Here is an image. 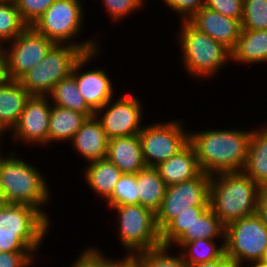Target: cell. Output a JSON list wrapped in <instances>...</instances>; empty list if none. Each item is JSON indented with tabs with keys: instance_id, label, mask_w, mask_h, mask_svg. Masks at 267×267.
Here are the masks:
<instances>
[{
	"instance_id": "cell-1",
	"label": "cell",
	"mask_w": 267,
	"mask_h": 267,
	"mask_svg": "<svg viewBox=\"0 0 267 267\" xmlns=\"http://www.w3.org/2000/svg\"><path fill=\"white\" fill-rule=\"evenodd\" d=\"M210 129L189 132V142L195 149L198 164L209 175L243 171L252 130Z\"/></svg>"
},
{
	"instance_id": "cell-2",
	"label": "cell",
	"mask_w": 267,
	"mask_h": 267,
	"mask_svg": "<svg viewBox=\"0 0 267 267\" xmlns=\"http://www.w3.org/2000/svg\"><path fill=\"white\" fill-rule=\"evenodd\" d=\"M263 192L244 171L217 173L210 179V208L226 227L238 219L256 214Z\"/></svg>"
},
{
	"instance_id": "cell-3",
	"label": "cell",
	"mask_w": 267,
	"mask_h": 267,
	"mask_svg": "<svg viewBox=\"0 0 267 267\" xmlns=\"http://www.w3.org/2000/svg\"><path fill=\"white\" fill-rule=\"evenodd\" d=\"M0 156V174L4 203L25 204L38 209L49 221L41 208L48 205L51 192L45 176L15 152ZM46 180V181H45Z\"/></svg>"
},
{
	"instance_id": "cell-4",
	"label": "cell",
	"mask_w": 267,
	"mask_h": 267,
	"mask_svg": "<svg viewBox=\"0 0 267 267\" xmlns=\"http://www.w3.org/2000/svg\"><path fill=\"white\" fill-rule=\"evenodd\" d=\"M50 223L32 206L4 203L0 208V252H37Z\"/></svg>"
},
{
	"instance_id": "cell-5",
	"label": "cell",
	"mask_w": 267,
	"mask_h": 267,
	"mask_svg": "<svg viewBox=\"0 0 267 267\" xmlns=\"http://www.w3.org/2000/svg\"><path fill=\"white\" fill-rule=\"evenodd\" d=\"M178 38L182 62L193 78H215L217 72L231 62V51L188 21H181ZM180 33V34H179ZM226 64V65H225Z\"/></svg>"
},
{
	"instance_id": "cell-6",
	"label": "cell",
	"mask_w": 267,
	"mask_h": 267,
	"mask_svg": "<svg viewBox=\"0 0 267 267\" xmlns=\"http://www.w3.org/2000/svg\"><path fill=\"white\" fill-rule=\"evenodd\" d=\"M82 5L81 0H56L32 27L54 43L78 46L84 53L101 48L94 38L75 42L83 29Z\"/></svg>"
},
{
	"instance_id": "cell-7",
	"label": "cell",
	"mask_w": 267,
	"mask_h": 267,
	"mask_svg": "<svg viewBox=\"0 0 267 267\" xmlns=\"http://www.w3.org/2000/svg\"><path fill=\"white\" fill-rule=\"evenodd\" d=\"M117 212L116 223L121 245L131 259L133 256L162 247L160 231L155 213L140 204H127L109 207Z\"/></svg>"
},
{
	"instance_id": "cell-8",
	"label": "cell",
	"mask_w": 267,
	"mask_h": 267,
	"mask_svg": "<svg viewBox=\"0 0 267 267\" xmlns=\"http://www.w3.org/2000/svg\"><path fill=\"white\" fill-rule=\"evenodd\" d=\"M83 54L78 46L55 43L44 59L18 81L31 96H49L55 85L71 74L75 62Z\"/></svg>"
},
{
	"instance_id": "cell-9",
	"label": "cell",
	"mask_w": 267,
	"mask_h": 267,
	"mask_svg": "<svg viewBox=\"0 0 267 267\" xmlns=\"http://www.w3.org/2000/svg\"><path fill=\"white\" fill-rule=\"evenodd\" d=\"M224 246L235 267L260 260L267 248V228L262 218L256 213L227 225Z\"/></svg>"
},
{
	"instance_id": "cell-10",
	"label": "cell",
	"mask_w": 267,
	"mask_h": 267,
	"mask_svg": "<svg viewBox=\"0 0 267 267\" xmlns=\"http://www.w3.org/2000/svg\"><path fill=\"white\" fill-rule=\"evenodd\" d=\"M182 120L157 122L143 126L139 133L141 150L147 167H156L174 156L189 143V132ZM185 129V130H184Z\"/></svg>"
},
{
	"instance_id": "cell-11",
	"label": "cell",
	"mask_w": 267,
	"mask_h": 267,
	"mask_svg": "<svg viewBox=\"0 0 267 267\" xmlns=\"http://www.w3.org/2000/svg\"><path fill=\"white\" fill-rule=\"evenodd\" d=\"M210 179L211 175L202 172L192 180L167 186L166 194L155 213L159 231L188 207L210 206Z\"/></svg>"
},
{
	"instance_id": "cell-12",
	"label": "cell",
	"mask_w": 267,
	"mask_h": 267,
	"mask_svg": "<svg viewBox=\"0 0 267 267\" xmlns=\"http://www.w3.org/2000/svg\"><path fill=\"white\" fill-rule=\"evenodd\" d=\"M142 107V102L137 96L123 95L116 101L113 97L102 108L96 110L94 115L108 139L131 136L139 134L142 130Z\"/></svg>"
},
{
	"instance_id": "cell-13",
	"label": "cell",
	"mask_w": 267,
	"mask_h": 267,
	"mask_svg": "<svg viewBox=\"0 0 267 267\" xmlns=\"http://www.w3.org/2000/svg\"><path fill=\"white\" fill-rule=\"evenodd\" d=\"M8 43L3 48L7 55L10 80H18L28 70L38 65L55 44L32 26H28Z\"/></svg>"
},
{
	"instance_id": "cell-14",
	"label": "cell",
	"mask_w": 267,
	"mask_h": 267,
	"mask_svg": "<svg viewBox=\"0 0 267 267\" xmlns=\"http://www.w3.org/2000/svg\"><path fill=\"white\" fill-rule=\"evenodd\" d=\"M101 49L84 53L74 64L71 74L87 105L95 112L114 97L113 82L104 68L81 72L86 63L98 56ZM98 54V55H97Z\"/></svg>"
},
{
	"instance_id": "cell-15",
	"label": "cell",
	"mask_w": 267,
	"mask_h": 267,
	"mask_svg": "<svg viewBox=\"0 0 267 267\" xmlns=\"http://www.w3.org/2000/svg\"><path fill=\"white\" fill-rule=\"evenodd\" d=\"M49 96H30L26 101L20 120L13 128L14 142L40 145L48 144L51 105Z\"/></svg>"
},
{
	"instance_id": "cell-16",
	"label": "cell",
	"mask_w": 267,
	"mask_h": 267,
	"mask_svg": "<svg viewBox=\"0 0 267 267\" xmlns=\"http://www.w3.org/2000/svg\"><path fill=\"white\" fill-rule=\"evenodd\" d=\"M188 22L230 51L236 47L242 31L241 21L206 7L197 12Z\"/></svg>"
},
{
	"instance_id": "cell-17",
	"label": "cell",
	"mask_w": 267,
	"mask_h": 267,
	"mask_svg": "<svg viewBox=\"0 0 267 267\" xmlns=\"http://www.w3.org/2000/svg\"><path fill=\"white\" fill-rule=\"evenodd\" d=\"M106 158L123 174H136L147 167L139 134L108 139Z\"/></svg>"
},
{
	"instance_id": "cell-18",
	"label": "cell",
	"mask_w": 267,
	"mask_h": 267,
	"mask_svg": "<svg viewBox=\"0 0 267 267\" xmlns=\"http://www.w3.org/2000/svg\"><path fill=\"white\" fill-rule=\"evenodd\" d=\"M70 144L88 162L106 158L108 138L95 115L84 121Z\"/></svg>"
},
{
	"instance_id": "cell-19",
	"label": "cell",
	"mask_w": 267,
	"mask_h": 267,
	"mask_svg": "<svg viewBox=\"0 0 267 267\" xmlns=\"http://www.w3.org/2000/svg\"><path fill=\"white\" fill-rule=\"evenodd\" d=\"M155 168L167 186L192 180L202 173L195 149L190 142Z\"/></svg>"
},
{
	"instance_id": "cell-20",
	"label": "cell",
	"mask_w": 267,
	"mask_h": 267,
	"mask_svg": "<svg viewBox=\"0 0 267 267\" xmlns=\"http://www.w3.org/2000/svg\"><path fill=\"white\" fill-rule=\"evenodd\" d=\"M30 96L18 80H9L0 86V133H11Z\"/></svg>"
},
{
	"instance_id": "cell-21",
	"label": "cell",
	"mask_w": 267,
	"mask_h": 267,
	"mask_svg": "<svg viewBox=\"0 0 267 267\" xmlns=\"http://www.w3.org/2000/svg\"><path fill=\"white\" fill-rule=\"evenodd\" d=\"M263 127L252 130L243 171L267 191V125Z\"/></svg>"
},
{
	"instance_id": "cell-22",
	"label": "cell",
	"mask_w": 267,
	"mask_h": 267,
	"mask_svg": "<svg viewBox=\"0 0 267 267\" xmlns=\"http://www.w3.org/2000/svg\"><path fill=\"white\" fill-rule=\"evenodd\" d=\"M231 60L244 65L267 63V30L242 29Z\"/></svg>"
},
{
	"instance_id": "cell-23",
	"label": "cell",
	"mask_w": 267,
	"mask_h": 267,
	"mask_svg": "<svg viewBox=\"0 0 267 267\" xmlns=\"http://www.w3.org/2000/svg\"><path fill=\"white\" fill-rule=\"evenodd\" d=\"M84 173L86 184L105 201L112 195L123 174L107 158L88 162Z\"/></svg>"
},
{
	"instance_id": "cell-24",
	"label": "cell",
	"mask_w": 267,
	"mask_h": 267,
	"mask_svg": "<svg viewBox=\"0 0 267 267\" xmlns=\"http://www.w3.org/2000/svg\"><path fill=\"white\" fill-rule=\"evenodd\" d=\"M88 117L81 112L51 105L48 144L53 142H71Z\"/></svg>"
},
{
	"instance_id": "cell-25",
	"label": "cell",
	"mask_w": 267,
	"mask_h": 267,
	"mask_svg": "<svg viewBox=\"0 0 267 267\" xmlns=\"http://www.w3.org/2000/svg\"><path fill=\"white\" fill-rule=\"evenodd\" d=\"M139 204L154 213L159 209L166 194L167 185L154 167H146L136 173Z\"/></svg>"
},
{
	"instance_id": "cell-26",
	"label": "cell",
	"mask_w": 267,
	"mask_h": 267,
	"mask_svg": "<svg viewBox=\"0 0 267 267\" xmlns=\"http://www.w3.org/2000/svg\"><path fill=\"white\" fill-rule=\"evenodd\" d=\"M225 227L221 224L219 218L209 207L196 222L185 230V232L172 244L177 245L179 249L188 242L198 239L224 240Z\"/></svg>"
},
{
	"instance_id": "cell-27",
	"label": "cell",
	"mask_w": 267,
	"mask_h": 267,
	"mask_svg": "<svg viewBox=\"0 0 267 267\" xmlns=\"http://www.w3.org/2000/svg\"><path fill=\"white\" fill-rule=\"evenodd\" d=\"M49 97L51 101L53 100L51 103L53 105L84 113L87 117L94 115V111L87 105L78 90L75 77L72 74L60 80Z\"/></svg>"
},
{
	"instance_id": "cell-28",
	"label": "cell",
	"mask_w": 267,
	"mask_h": 267,
	"mask_svg": "<svg viewBox=\"0 0 267 267\" xmlns=\"http://www.w3.org/2000/svg\"><path fill=\"white\" fill-rule=\"evenodd\" d=\"M215 240L198 239L185 243L178 251L188 265H197L220 258L225 253L224 240L217 245Z\"/></svg>"
},
{
	"instance_id": "cell-29",
	"label": "cell",
	"mask_w": 267,
	"mask_h": 267,
	"mask_svg": "<svg viewBox=\"0 0 267 267\" xmlns=\"http://www.w3.org/2000/svg\"><path fill=\"white\" fill-rule=\"evenodd\" d=\"M209 207L210 206H193L188 207L184 212L179 213L178 216L172 219L160 231L162 247L172 248V244L185 232L187 228H190Z\"/></svg>"
},
{
	"instance_id": "cell-30",
	"label": "cell",
	"mask_w": 267,
	"mask_h": 267,
	"mask_svg": "<svg viewBox=\"0 0 267 267\" xmlns=\"http://www.w3.org/2000/svg\"><path fill=\"white\" fill-rule=\"evenodd\" d=\"M28 24L22 19L15 1H0V46L12 41Z\"/></svg>"
},
{
	"instance_id": "cell-31",
	"label": "cell",
	"mask_w": 267,
	"mask_h": 267,
	"mask_svg": "<svg viewBox=\"0 0 267 267\" xmlns=\"http://www.w3.org/2000/svg\"><path fill=\"white\" fill-rule=\"evenodd\" d=\"M169 250L170 247H160L139 253L131 259L136 267H188L180 253L174 256Z\"/></svg>"
},
{
	"instance_id": "cell-32",
	"label": "cell",
	"mask_w": 267,
	"mask_h": 267,
	"mask_svg": "<svg viewBox=\"0 0 267 267\" xmlns=\"http://www.w3.org/2000/svg\"><path fill=\"white\" fill-rule=\"evenodd\" d=\"M108 207L127 204H139L136 186V174H122L115 185L112 195L106 200Z\"/></svg>"
},
{
	"instance_id": "cell-33",
	"label": "cell",
	"mask_w": 267,
	"mask_h": 267,
	"mask_svg": "<svg viewBox=\"0 0 267 267\" xmlns=\"http://www.w3.org/2000/svg\"><path fill=\"white\" fill-rule=\"evenodd\" d=\"M242 29L267 30V0H243Z\"/></svg>"
},
{
	"instance_id": "cell-34",
	"label": "cell",
	"mask_w": 267,
	"mask_h": 267,
	"mask_svg": "<svg viewBox=\"0 0 267 267\" xmlns=\"http://www.w3.org/2000/svg\"><path fill=\"white\" fill-rule=\"evenodd\" d=\"M104 251H99L95 247H90L82 251L76 261H73L70 267H117L125 257L119 259H112L103 254Z\"/></svg>"
},
{
	"instance_id": "cell-35",
	"label": "cell",
	"mask_w": 267,
	"mask_h": 267,
	"mask_svg": "<svg viewBox=\"0 0 267 267\" xmlns=\"http://www.w3.org/2000/svg\"><path fill=\"white\" fill-rule=\"evenodd\" d=\"M146 0H103V6L111 20L120 22L128 14L140 10ZM120 20V21H119Z\"/></svg>"
},
{
	"instance_id": "cell-36",
	"label": "cell",
	"mask_w": 267,
	"mask_h": 267,
	"mask_svg": "<svg viewBox=\"0 0 267 267\" xmlns=\"http://www.w3.org/2000/svg\"><path fill=\"white\" fill-rule=\"evenodd\" d=\"M56 0H15L22 19L32 26Z\"/></svg>"
},
{
	"instance_id": "cell-37",
	"label": "cell",
	"mask_w": 267,
	"mask_h": 267,
	"mask_svg": "<svg viewBox=\"0 0 267 267\" xmlns=\"http://www.w3.org/2000/svg\"><path fill=\"white\" fill-rule=\"evenodd\" d=\"M204 7L239 21L243 17V0H204Z\"/></svg>"
},
{
	"instance_id": "cell-38",
	"label": "cell",
	"mask_w": 267,
	"mask_h": 267,
	"mask_svg": "<svg viewBox=\"0 0 267 267\" xmlns=\"http://www.w3.org/2000/svg\"><path fill=\"white\" fill-rule=\"evenodd\" d=\"M166 7L180 15L181 21H189L204 7V0H162Z\"/></svg>"
},
{
	"instance_id": "cell-39",
	"label": "cell",
	"mask_w": 267,
	"mask_h": 267,
	"mask_svg": "<svg viewBox=\"0 0 267 267\" xmlns=\"http://www.w3.org/2000/svg\"><path fill=\"white\" fill-rule=\"evenodd\" d=\"M35 251L0 252V267H29L34 263Z\"/></svg>"
},
{
	"instance_id": "cell-40",
	"label": "cell",
	"mask_w": 267,
	"mask_h": 267,
	"mask_svg": "<svg viewBox=\"0 0 267 267\" xmlns=\"http://www.w3.org/2000/svg\"><path fill=\"white\" fill-rule=\"evenodd\" d=\"M188 267H235V265L232 260L224 253L220 258L216 260L197 265H188Z\"/></svg>"
},
{
	"instance_id": "cell-41",
	"label": "cell",
	"mask_w": 267,
	"mask_h": 267,
	"mask_svg": "<svg viewBox=\"0 0 267 267\" xmlns=\"http://www.w3.org/2000/svg\"><path fill=\"white\" fill-rule=\"evenodd\" d=\"M10 80L7 67V55L3 47L0 48V86Z\"/></svg>"
},
{
	"instance_id": "cell-42",
	"label": "cell",
	"mask_w": 267,
	"mask_h": 267,
	"mask_svg": "<svg viewBox=\"0 0 267 267\" xmlns=\"http://www.w3.org/2000/svg\"><path fill=\"white\" fill-rule=\"evenodd\" d=\"M257 214L262 218L263 224L267 228V191H264L259 199Z\"/></svg>"
},
{
	"instance_id": "cell-43",
	"label": "cell",
	"mask_w": 267,
	"mask_h": 267,
	"mask_svg": "<svg viewBox=\"0 0 267 267\" xmlns=\"http://www.w3.org/2000/svg\"><path fill=\"white\" fill-rule=\"evenodd\" d=\"M117 267H136L132 259L125 258Z\"/></svg>"
},
{
	"instance_id": "cell-44",
	"label": "cell",
	"mask_w": 267,
	"mask_h": 267,
	"mask_svg": "<svg viewBox=\"0 0 267 267\" xmlns=\"http://www.w3.org/2000/svg\"><path fill=\"white\" fill-rule=\"evenodd\" d=\"M246 265H250V267H267V263L262 262L261 260L252 261L248 264L246 263Z\"/></svg>"
},
{
	"instance_id": "cell-45",
	"label": "cell",
	"mask_w": 267,
	"mask_h": 267,
	"mask_svg": "<svg viewBox=\"0 0 267 267\" xmlns=\"http://www.w3.org/2000/svg\"><path fill=\"white\" fill-rule=\"evenodd\" d=\"M262 262L267 263V248L265 250V252L263 253V256L260 259Z\"/></svg>"
},
{
	"instance_id": "cell-46",
	"label": "cell",
	"mask_w": 267,
	"mask_h": 267,
	"mask_svg": "<svg viewBox=\"0 0 267 267\" xmlns=\"http://www.w3.org/2000/svg\"><path fill=\"white\" fill-rule=\"evenodd\" d=\"M0 199H3V188H2V182H1V174H0Z\"/></svg>"
},
{
	"instance_id": "cell-47",
	"label": "cell",
	"mask_w": 267,
	"mask_h": 267,
	"mask_svg": "<svg viewBox=\"0 0 267 267\" xmlns=\"http://www.w3.org/2000/svg\"><path fill=\"white\" fill-rule=\"evenodd\" d=\"M4 204V199H0V208Z\"/></svg>"
},
{
	"instance_id": "cell-48",
	"label": "cell",
	"mask_w": 267,
	"mask_h": 267,
	"mask_svg": "<svg viewBox=\"0 0 267 267\" xmlns=\"http://www.w3.org/2000/svg\"><path fill=\"white\" fill-rule=\"evenodd\" d=\"M2 133H0V141H1V137H2ZM0 152H1V149H0ZM2 155V153H0V156Z\"/></svg>"
}]
</instances>
